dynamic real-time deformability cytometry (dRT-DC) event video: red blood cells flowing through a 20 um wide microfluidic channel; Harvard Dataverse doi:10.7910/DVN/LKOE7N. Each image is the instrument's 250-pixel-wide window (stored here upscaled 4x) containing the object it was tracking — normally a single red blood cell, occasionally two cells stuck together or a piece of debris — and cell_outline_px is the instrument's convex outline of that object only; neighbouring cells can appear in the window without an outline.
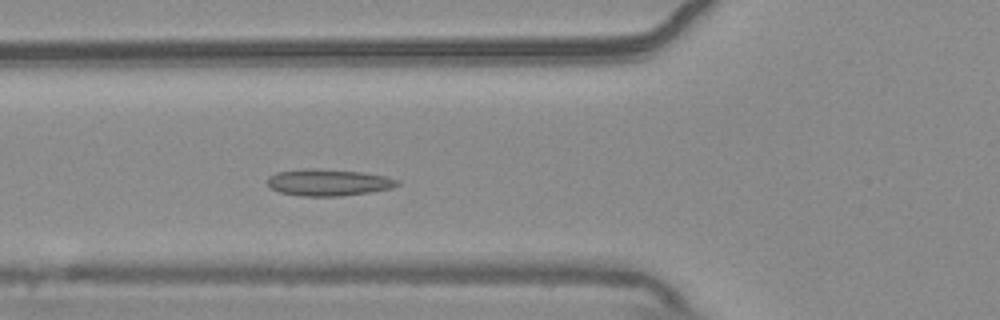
{"species": "common noctule bat (a hibernating species)", "species_latin": "Nyctalus noctula", "temperature_condition": "warm", "stored_images_in_passage": 54, "camera_frame_rate_fps": 3000, "um_per_image_px": 0.085, "animal": {"sex": "male", "body_mass_g": 20.4}, "frame": {"image": 1, "passage_image": 19, "time_ms": 6.0, "image_size_px": [1000, 320], "cell_outline_px": [[400, 184], [392, 188], [372, 192], [340, 196], [300, 196], [280, 192], [272, 188], [268, 184], [268, 176], [276, 172], [364, 172], [384, 176], [400, 180]], "centroid_in_image_um": [28.01, 15.58], "position_along_channel_um": 97.8, "area_um2": 18.96}}
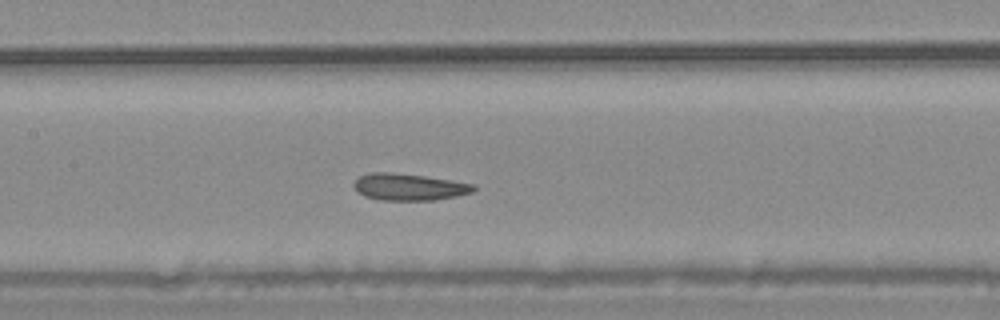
{"frame": {"image": 2, "passage_image": 25, "time_ms": 8.0, "image_size_px": [1000, 320], "cell_outline_px": [[476, 192], [456, 196], [432, 200], [380, 200], [364, 196], [356, 192], [352, 184], [360, 176], [368, 172], [392, 172], [424, 176], [476, 184]], "centroid_in_image_um": [34.76, 15.89], "position_along_channel_um": 172.6, "area_um2": 18.9}}
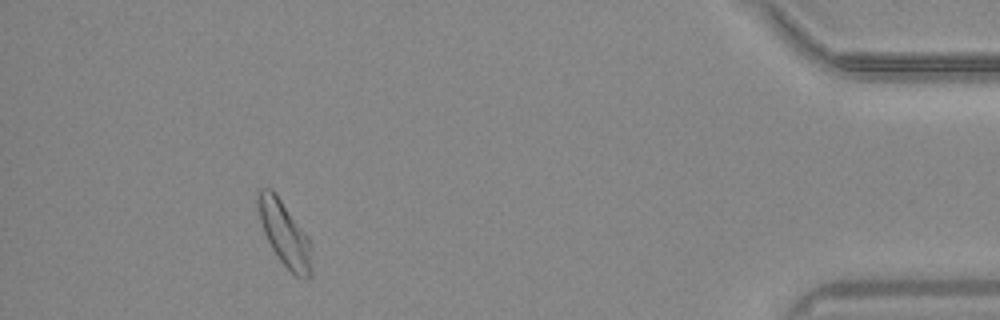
{"frame": {"image": 3, "passage_image": 49, "time_ms": 16.0, "image_size_px": [1000, 320], "cell_outline_px": [[312, 276], [308, 280], [296, 276], [280, 260], [272, 248], [264, 232], [260, 220], [256, 200], [256, 192], [260, 188], [272, 188], [308, 236], [312, 268]], "centroid_in_image_um": [24.17, 19.85], "position_along_channel_um": 411.0, "area_um2": 20.06}, "authors_computed_cell_mechanics": {"area_um2": 19.2763, "velocity_mm_per_s": 3.7228, "shape_relaxation_time_tau1_ms": null, "shape_relaxation_time_tau2_ms": 1.1149, "deformation_change_tau1": null, "deformation_change_tau2": 0.0572}}